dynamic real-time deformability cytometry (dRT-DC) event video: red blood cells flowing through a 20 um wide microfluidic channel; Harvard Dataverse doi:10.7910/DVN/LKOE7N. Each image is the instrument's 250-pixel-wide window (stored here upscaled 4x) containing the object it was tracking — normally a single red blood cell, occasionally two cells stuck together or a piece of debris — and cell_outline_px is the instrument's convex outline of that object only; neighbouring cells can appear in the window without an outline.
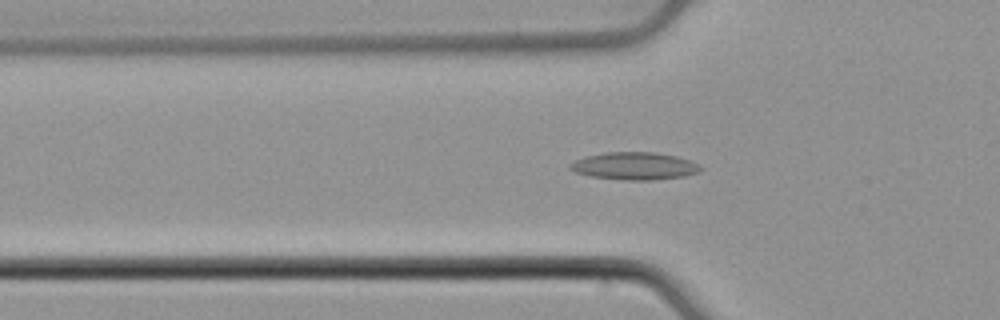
{"species": "common noctule bat (a hibernating species)", "species_latin": "Nyctalus noctula", "temperature_condition": "cold", "stored_images_in_passage": 50, "camera_frame_rate_fps": 3000, "um_per_image_px": 0.085, "animal": {"sex": "male", "body_mass_g": 21.5, "forearm_length_mm": 52.0}, "frame": {"image": 1, "passage_image": 14, "time_ms": 4.333, "image_size_px": [1000, 320], "cell_outline_px": [[704, 168], [700, 172], [684, 176], [652, 180], [620, 180], [588, 176], [576, 172], [568, 168], [568, 164], [584, 156], [608, 152], [656, 152], [676, 156], [700, 164]], "centroid_in_image_um": [53.93, 14.11], "position_along_channel_um": 71.9, "area_um2": 21.15}}
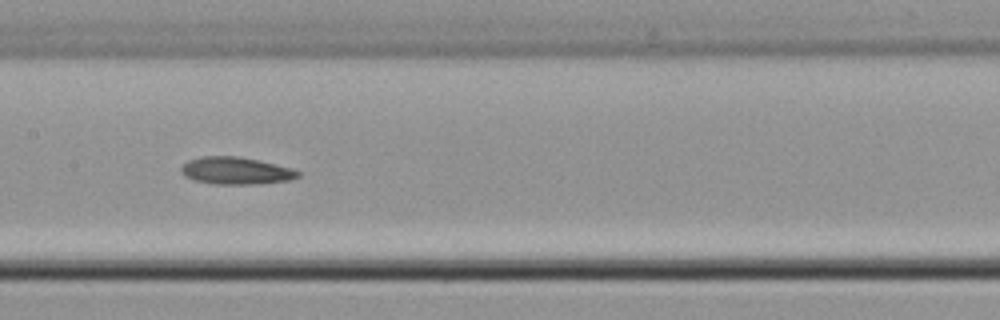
{"frame": {"image": 2, "passage_image": 23, "time_ms": 7.333, "image_size_px": [1000, 320], "cell_outline_px": [[300, 176], [292, 180], [252, 184], [212, 184], [192, 180], [184, 176], [180, 172], [180, 168], [188, 160], [204, 156], [236, 156], [256, 160], [292, 168], [300, 172]], "centroid_in_image_um": [20.02, 14.52], "position_along_channel_um": 187.4, "area_um2": 18.55}}
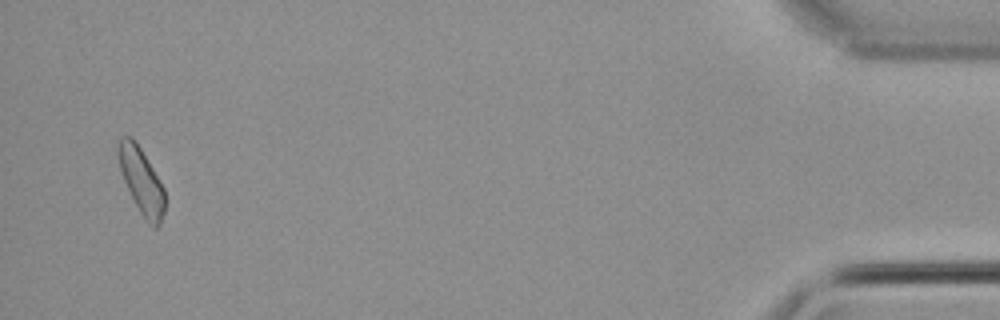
{"frame": {"image": 3, "passage_image": 48, "time_ms": 15.667, "image_size_px": [1000, 320], "cell_outline_px": [[164, 212], [160, 224], [156, 228], [152, 228], [144, 220], [124, 180], [120, 168], [120, 136], [132, 136], [136, 140], [164, 188]], "centroid_in_image_um": [12.06, 15.43], "position_along_channel_um": 423.1, "area_um2": 17.34}, "authors_computed_cell_mechanics": {"area_um2": 18.1781, "velocity_mm_per_s": 3.8619, "shape_relaxation_time_tau1_ms": null, "shape_relaxation_time_tau2_ms": 8.842, "deformation_change_tau1": null, "deformation_change_tau2": 0.1845}}